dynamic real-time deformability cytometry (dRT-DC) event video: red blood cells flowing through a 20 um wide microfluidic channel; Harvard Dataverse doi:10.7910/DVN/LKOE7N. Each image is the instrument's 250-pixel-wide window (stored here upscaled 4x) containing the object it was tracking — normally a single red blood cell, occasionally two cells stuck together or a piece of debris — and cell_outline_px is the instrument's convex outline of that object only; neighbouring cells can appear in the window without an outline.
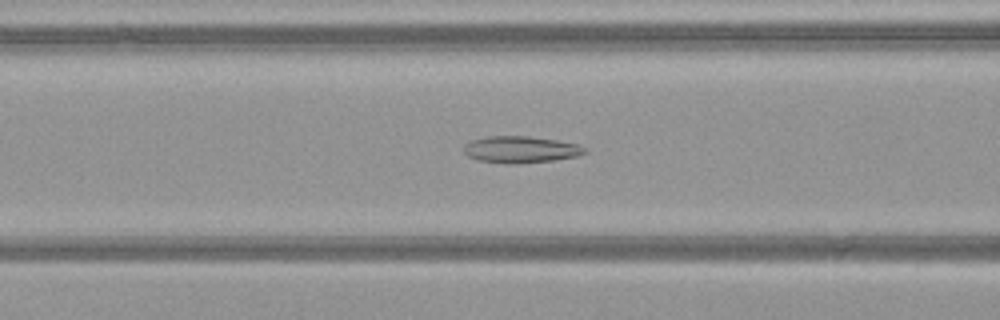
{"species": "common noctule bat (a hibernating species)", "species_latin": "Nyctalus noctula", "temperature_condition": "warm", "stored_images_in_passage": 51, "camera_frame_rate_fps": 3000, "um_per_image_px": 0.085, "animal": {"sex": "female", "body_mass_g": 21.9}, "frame": {"image": 1, "passage_image": 22, "time_ms": 7.0, "image_size_px": [1000, 320], "cell_outline_px": [[588, 152], [576, 156], [552, 160], [516, 164], [504, 164], [476, 160], [468, 156], [464, 152], [464, 144], [472, 140], [488, 136], [528, 136], [556, 140], [576, 144], [588, 148]], "centroid_in_image_um": [44.23, 12.71], "position_along_channel_um": 122.4, "area_um2": 18.9}}
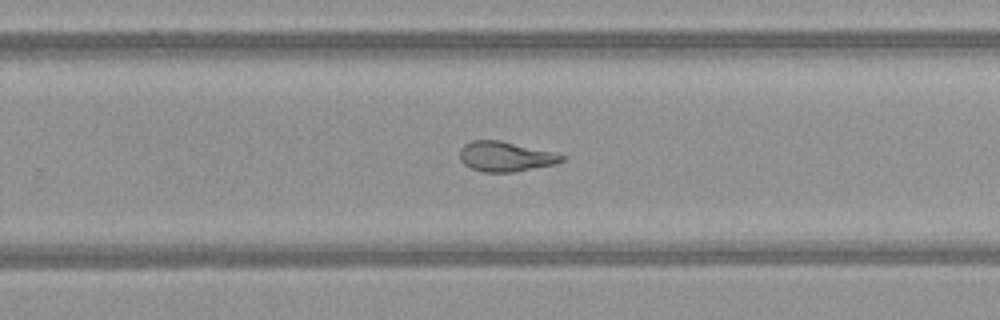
{"frame": {"image": 2, "passage_image": 34, "time_ms": 11.0, "image_size_px": [1000, 320], "cell_outline_px": [[568, 156], [564, 160], [556, 164], [512, 172], [484, 172], [472, 168], [464, 164], [460, 160], [460, 148], [464, 144], [472, 140], [500, 140], [552, 152]], "centroid_in_image_um": [42.96, 13.3], "position_along_channel_um": 286.8, "area_um2": 17.74}}
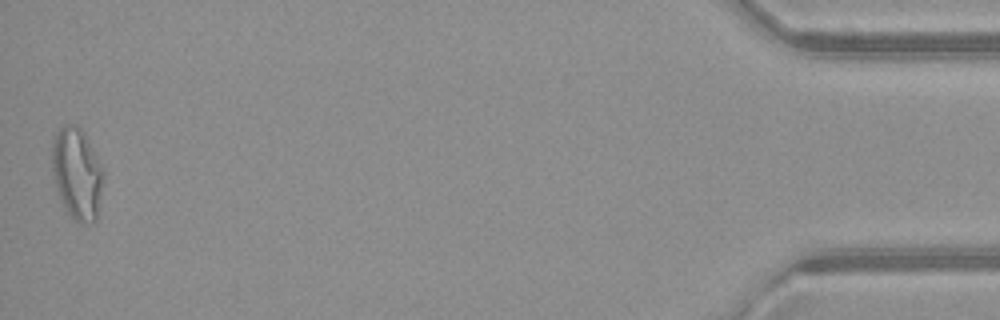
{"frame": {"image": 3, "passage_image": 51, "time_ms": 16.667, "image_size_px": [1000, 320], "cell_outline_px": [[104, 176], [96, 220], [92, 224], [80, 224], [68, 212], [60, 196], [52, 172], [52, 136], [64, 124], [76, 124], [84, 132], [104, 168]], "centroid_in_image_um": [6.56, 14.71], "position_along_channel_um": 428.6, "area_um2": 27.51}, "authors_computed_cell_mechanics": {"area_um2": 21.386, "velocity_mm_per_s": 4.1164, "shape_relaxation_time_tau1_ms": null, "shape_relaxation_time_tau2_ms": 1.7781, "deformation_change_tau1": null, "deformation_change_tau2": 0.1092}}